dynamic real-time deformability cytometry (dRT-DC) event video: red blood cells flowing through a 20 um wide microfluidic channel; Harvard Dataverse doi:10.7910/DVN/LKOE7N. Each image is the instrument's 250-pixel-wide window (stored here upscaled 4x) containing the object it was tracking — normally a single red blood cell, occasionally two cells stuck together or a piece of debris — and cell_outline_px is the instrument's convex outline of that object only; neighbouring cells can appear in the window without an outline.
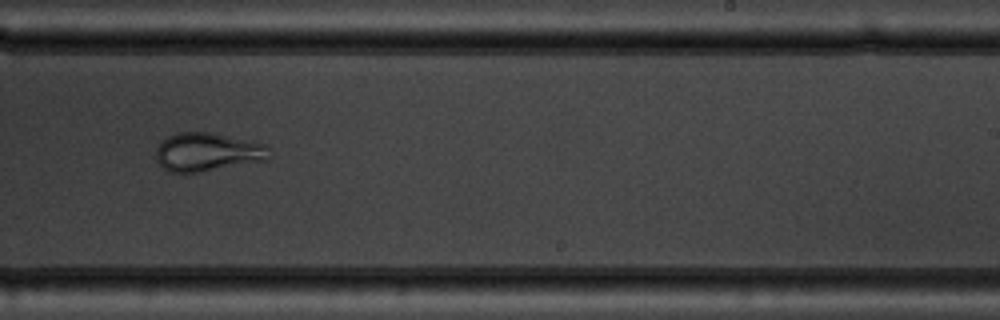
{"species": "common noctule bat (a hibernating species)", "species_latin": "Nyctalus noctula", "temperature_condition": "warm", "stored_images_in_passage": 9, "camera_frame_rate_fps": 3000, "um_per_image_px": 0.085, "animal": {"sex": "male", "body_mass_g": 19.5, "forearm_length_mm": 54.6}, "frame": {"image": 1, "passage_image": 8, "time_ms": 7.667, "image_size_px": [1000, 320], "cell_outline_px": [[268, 160], [200, 172], [168, 172], [156, 160], [156, 148], [168, 136], [176, 132], [212, 132], [264, 144], [268, 148]], "centroid_in_image_um": [17.61, 12.92], "position_along_channel_um": 271.4, "area_um2": 25.26}}
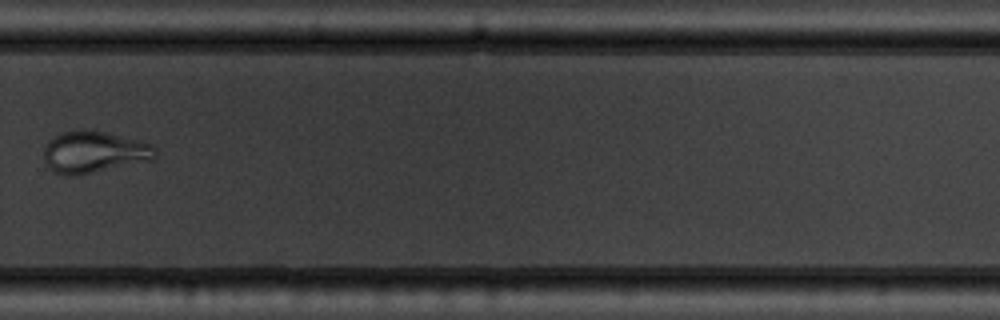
{"frame": {"image": 2, "passage_image": 9, "time_ms": 9.0, "image_size_px": [1000, 320], "cell_outline_px": [[156, 160], [80, 176], [64, 176], [48, 168], [44, 160], [44, 148], [48, 140], [64, 132], [104, 132], [140, 140], [152, 144], [156, 148]], "centroid_in_image_um": [8.05, 12.99], "position_along_channel_um": 321.8, "area_um2": 27.28}}